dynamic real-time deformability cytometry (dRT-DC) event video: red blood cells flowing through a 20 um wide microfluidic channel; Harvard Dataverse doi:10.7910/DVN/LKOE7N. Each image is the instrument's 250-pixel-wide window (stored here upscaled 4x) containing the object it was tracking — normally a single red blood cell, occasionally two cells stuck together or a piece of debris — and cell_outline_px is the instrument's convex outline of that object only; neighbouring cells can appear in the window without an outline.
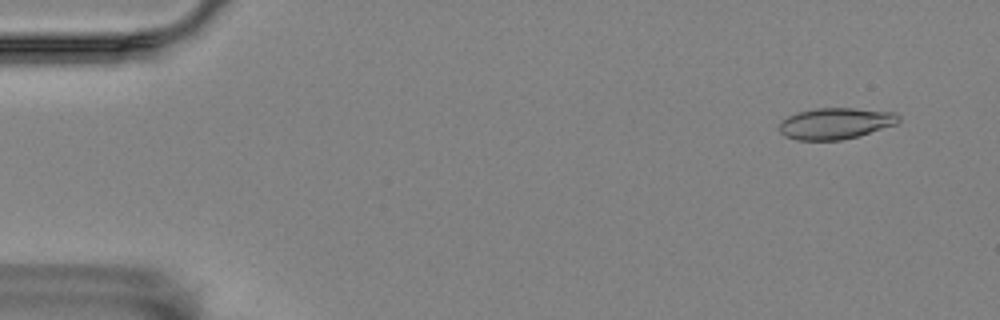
{"species": "Egyptian fruit bat (a non-hibernating species)", "species_latin": "Rousettus aegyptiacus", "temperature_condition": "room temperature", "stored_images_in_passage": 20, "camera_frame_rate_fps": 3000, "um_per_image_px": 0.085, "animal": {"sex": "female"}, "frame": {"image": 1, "passage_image": 4, "time_ms": 1.0, "image_size_px": [1000, 320], "cell_outline_px": [[900, 120], [896, 124], [860, 136], [840, 140], [796, 140], [784, 136], [780, 132], [780, 124], [788, 116], [796, 112], [816, 108], [852, 108], [896, 112], [900, 116]], "centroid_in_image_um": [71.04, 10.49], "position_along_channel_um": 14.0, "area_um2": 21.85}}
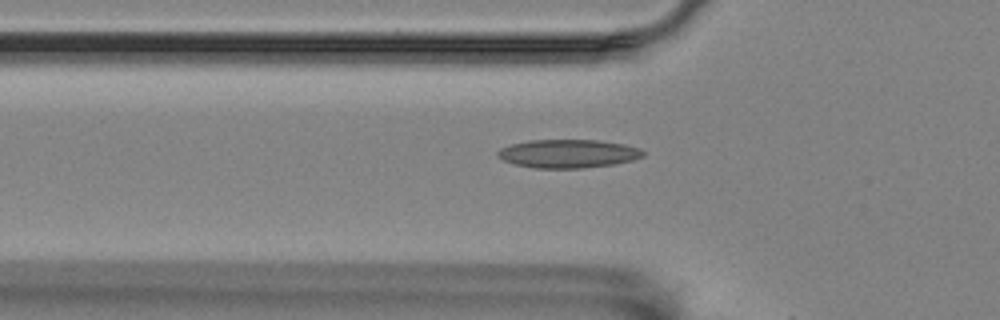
{"frame": {"image": 2, "passage_image": 19, "time_ms": 6.0, "image_size_px": [1000, 320], "cell_outline_px": [[644, 156], [632, 160], [612, 164], [584, 168], [532, 168], [516, 164], [504, 160], [496, 156], [496, 152], [500, 148], [512, 144], [528, 140], [600, 140], [624, 144], [640, 148], [644, 152]], "centroid_in_image_um": [48.28, 13.05], "position_along_channel_um": 77.5, "area_um2": 24.1}}